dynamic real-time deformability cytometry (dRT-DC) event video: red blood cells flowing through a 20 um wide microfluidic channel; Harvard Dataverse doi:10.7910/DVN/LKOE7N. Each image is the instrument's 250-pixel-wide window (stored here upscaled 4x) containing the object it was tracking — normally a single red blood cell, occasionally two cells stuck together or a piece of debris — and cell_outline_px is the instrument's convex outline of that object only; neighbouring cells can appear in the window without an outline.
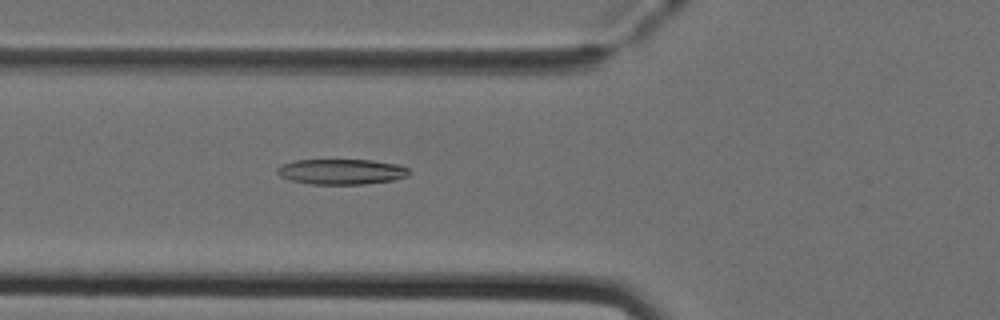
{"species": "Egyptian fruit bat (a non-hibernating species)", "species_latin": "Rousettus aegyptiacus", "temperature_condition": "cold", "stored_images_in_passage": 35, "camera_frame_rate_fps": 3000, "um_per_image_px": 0.085, "animal": {"sex": "female"}, "frame": {"image": 1, "passage_image": 10, "time_ms": 3.0, "image_size_px": [1000, 320], "cell_outline_px": [[408, 176], [392, 180], [364, 184], [308, 184], [292, 180], [280, 176], [276, 172], [276, 168], [280, 164], [296, 160], [372, 160], [400, 164], [408, 168]], "centroid_in_image_um": [29.0, 14.58], "position_along_channel_um": 96.8, "area_um2": 19.59}}
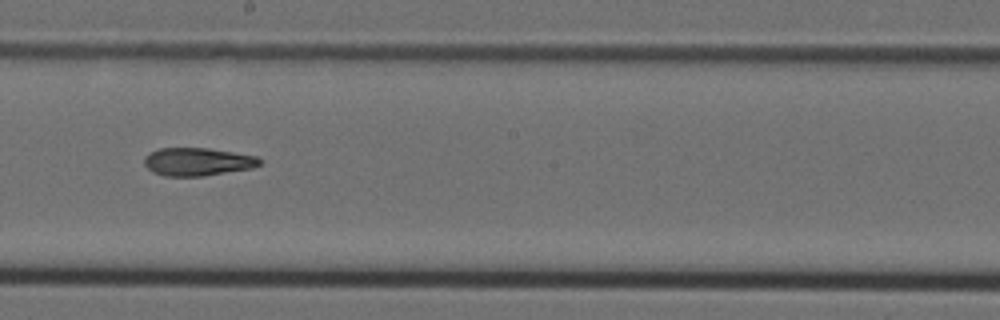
{"frame": {"image": 2, "passage_image": 20, "time_ms": 6.333, "image_size_px": [1000, 320], "cell_outline_px": [[264, 160], [260, 164], [252, 168], [204, 176], [164, 176], [152, 172], [144, 164], [144, 156], [160, 148], [208, 148], [256, 156]], "centroid_in_image_um": [16.8, 13.75], "position_along_channel_um": 231.4, "area_um2": 18.84}}
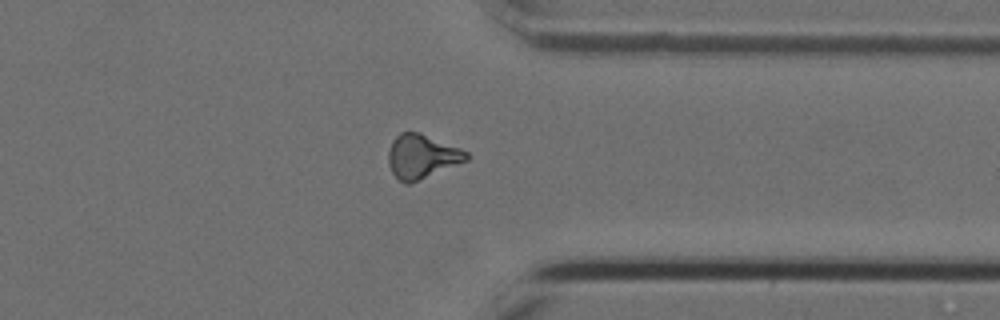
{"frame": {"image": 3, "passage_image": 31, "time_ms": 10.0, "image_size_px": [1000, 320], "cell_outline_px": [[472, 156], [468, 160], [408, 184], [404, 184], [392, 172], [388, 164], [388, 152], [392, 140], [400, 132], [420, 132], [460, 148], [468, 152]], "centroid_in_image_um": [35.86, 13.28], "position_along_channel_um": 375.5, "area_um2": 20.0}, "authors_computed_cell_mechanics": {"area_um2": 19.4208, "velocity_mm_per_s": 4.014, "shape_relaxation_time_tau1_ms": null, "shape_relaxation_time_tau2_ms": 9.1058, "deformation_change_tau1": null, "deformation_change_tau2": 0.2391}}